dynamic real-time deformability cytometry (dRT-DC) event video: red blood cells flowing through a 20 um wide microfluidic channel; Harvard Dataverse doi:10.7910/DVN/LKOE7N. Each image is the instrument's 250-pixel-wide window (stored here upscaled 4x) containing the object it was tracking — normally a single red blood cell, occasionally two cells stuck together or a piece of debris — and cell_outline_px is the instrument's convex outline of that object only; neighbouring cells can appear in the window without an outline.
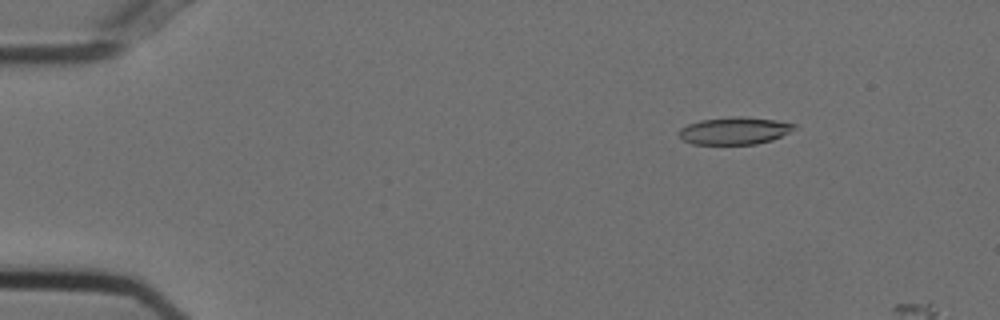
{"species": "Egyptian fruit bat (a non-hibernating species)", "species_latin": "Rousettus aegyptiacus", "temperature_condition": "cold", "stored_images_in_passage": 14, "camera_frame_rate_fps": 3000, "um_per_image_px": 0.085, "animal": {"sex": "female"}, "frame": {"image": 1, "passage_image": 8, "time_ms": 2.333, "image_size_px": [1000, 320], "cell_outline_px": [[796, 128], [772, 140], [756, 144], [692, 144], [684, 140], [680, 136], [680, 128], [688, 124], [700, 120], [732, 116], [744, 116], [776, 120], [796, 124]], "centroid_in_image_um": [62.44, 11.1], "position_along_channel_um": 22.6, "area_um2": 18.32}}